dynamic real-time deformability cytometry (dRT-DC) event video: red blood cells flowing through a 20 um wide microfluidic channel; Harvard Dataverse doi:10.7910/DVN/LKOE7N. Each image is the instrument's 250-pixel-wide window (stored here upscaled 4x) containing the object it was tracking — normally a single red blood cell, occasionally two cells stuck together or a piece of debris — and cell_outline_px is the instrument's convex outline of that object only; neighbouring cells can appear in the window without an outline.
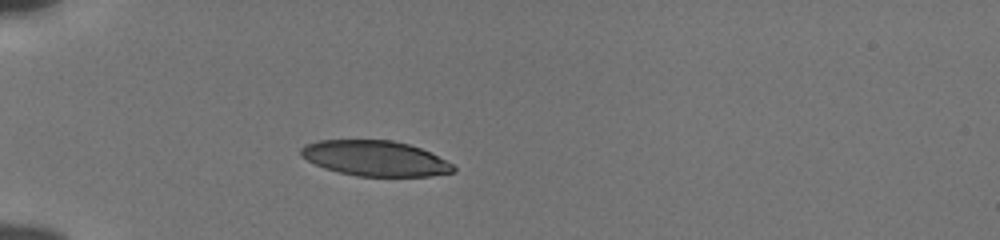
{"species": "human", "species_latin": "Homo sapiens", "temperature_condition": "cold", "stored_images_in_passage": 38, "camera_frame_rate_fps": 3000, "um_per_image_px": 0.085, "donor": {"sex": "male"}, "frame": {"image": 1, "passage_image": 1, "time_ms": 0.0, "image_size_px": [1000, 240], "cell_outline_px": [[456, 172], [432, 176], [356, 176], [324, 168], [300, 156], [300, 148], [304, 144], [320, 140], [392, 140], [408, 144], [420, 148], [452, 164], [456, 168]], "centroid_in_image_um": [31.87, 13.46], "position_along_channel_um": 53.1, "area_um2": 31.27}}
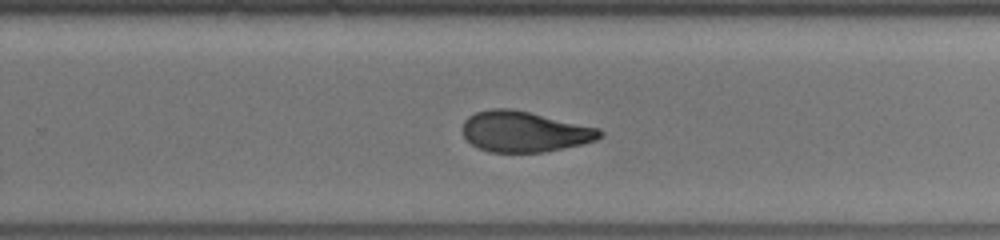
{"frame": {"image": 2, "passage_image": 21, "time_ms": 6.667, "image_size_px": [1000, 240], "cell_outline_px": [[604, 132], [596, 140], [584, 144], [544, 152], [488, 152], [476, 148], [464, 136], [460, 128], [464, 120], [468, 116], [476, 112], [492, 108], [512, 108], [600, 128]], "centroid_in_image_um": [44.55, 11.19], "position_along_channel_um": 285.3, "area_um2": 32.89}}
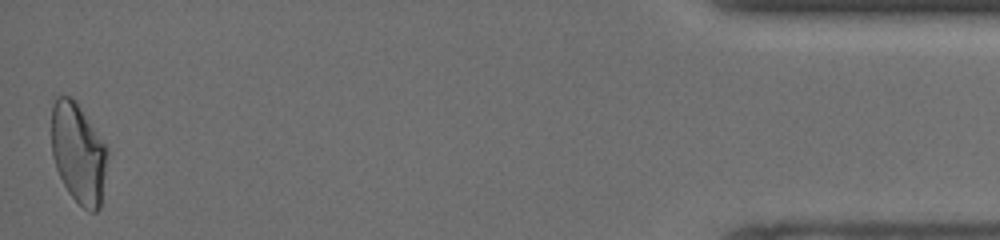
{"frame": {"image": 3, "passage_image": 38, "time_ms": 12.333, "image_size_px": [1000, 240], "cell_outline_px": [[108, 152], [100, 208], [96, 212], [88, 212], [68, 192], [56, 168], [52, 156], [52, 104], [56, 96], [68, 96], [76, 100], [104, 144]], "centroid_in_image_um": [6.65, 13.02], "position_along_channel_um": 428.6, "area_um2": 32.37}, "authors_computed_cell_mechanics": {"area_um2": 32.8304, "velocity_mm_per_s": 3.8447, "shape_relaxation_time_tau1_ms": 7.1739, "shape_relaxation_time_tau2_ms": 1.9212, "deformation_change_tau1": 0.1825, "deformation_change_tau2": 0.0778}}